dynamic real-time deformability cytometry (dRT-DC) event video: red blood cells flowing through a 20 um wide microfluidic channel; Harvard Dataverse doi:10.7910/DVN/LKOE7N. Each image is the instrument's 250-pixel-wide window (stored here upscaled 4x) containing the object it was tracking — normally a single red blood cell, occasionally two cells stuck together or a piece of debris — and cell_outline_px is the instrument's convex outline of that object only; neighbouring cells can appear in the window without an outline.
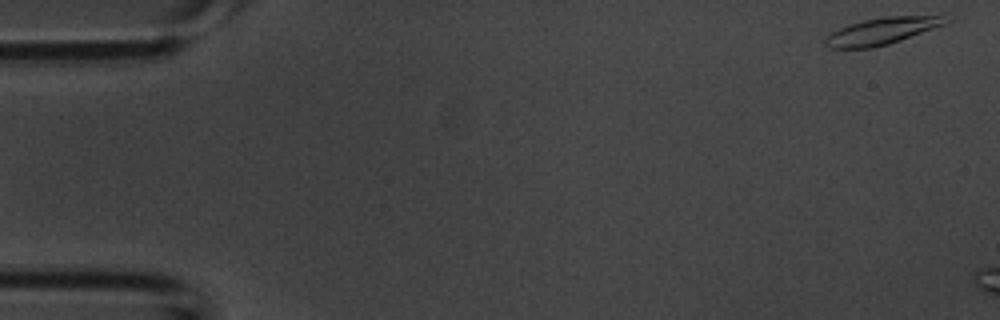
{"species": "common noctule bat (a hibernating species)", "species_latin": "Nyctalus noctula", "temperature_condition": "room temperature", "stored_images_in_passage": 11, "camera_frame_rate_fps": 3000, "um_per_image_px": 0.085, "animal": {"sex": "male", "body_mass_g": 20.1, "forearm_length_mm": 53.5}, "frame": {"image": 1, "passage_image": 1, "time_ms": 0.0, "image_size_px": [1000, 320], "cell_outline_px": [[944, 24], [900, 40], [888, 44], [872, 48], [828, 48], [824, 44], [824, 40], [832, 32], [840, 28], [864, 20], [884, 16], [940, 16]], "centroid_in_image_um": [74.83, 2.66], "position_along_channel_um": 10.2, "area_um2": 18.09}}